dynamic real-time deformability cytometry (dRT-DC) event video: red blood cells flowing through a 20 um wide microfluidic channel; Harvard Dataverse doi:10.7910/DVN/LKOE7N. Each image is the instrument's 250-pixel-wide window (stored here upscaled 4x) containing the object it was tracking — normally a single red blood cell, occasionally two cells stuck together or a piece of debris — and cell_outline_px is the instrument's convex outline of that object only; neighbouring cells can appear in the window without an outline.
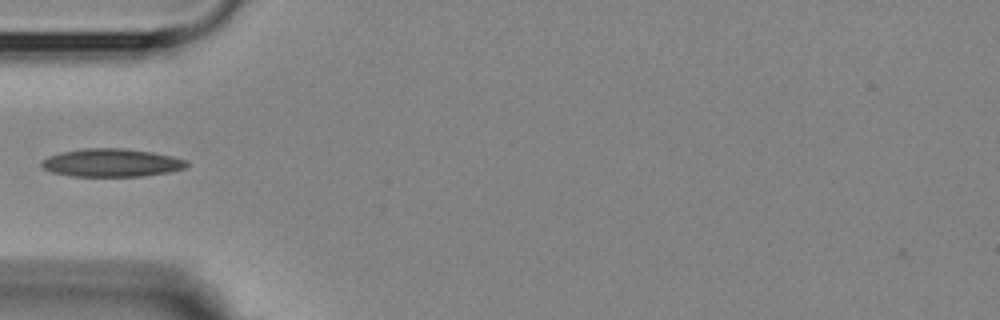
{"species": "Egyptian fruit bat (a non-hibernating species)", "species_latin": "Rousettus aegyptiacus", "temperature_condition": "room temperature", "stored_images_in_passage": 4, "camera_frame_rate_fps": 3000, "um_per_image_px": 0.085, "animal": {"sex": "female"}, "frame": {"image": 1, "passage_image": 4, "time_ms": 3.333, "image_size_px": [1000, 320], "cell_outline_px": [[188, 164], [184, 168], [168, 172], [140, 176], [72, 176], [52, 172], [44, 168], [40, 164], [48, 156], [60, 152], [84, 148], [124, 148], [152, 152], [172, 156], [188, 160]], "centroid_in_image_um": [9.48, 13.82], "position_along_channel_um": 75.5, "area_um2": 23.64}}